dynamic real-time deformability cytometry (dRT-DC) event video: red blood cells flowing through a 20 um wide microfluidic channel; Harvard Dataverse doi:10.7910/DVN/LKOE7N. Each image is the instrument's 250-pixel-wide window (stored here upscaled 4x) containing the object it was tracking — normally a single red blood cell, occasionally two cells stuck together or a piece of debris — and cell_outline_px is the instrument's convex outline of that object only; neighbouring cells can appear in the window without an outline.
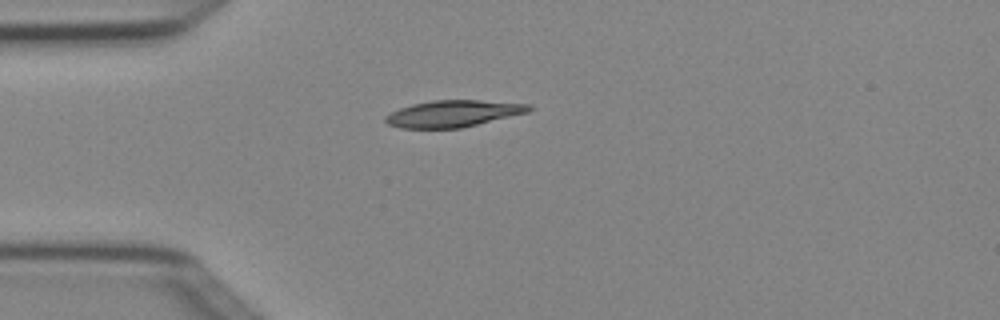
{"species": "Egyptian fruit bat (a non-hibernating species)", "species_latin": "Rousettus aegyptiacus", "temperature_condition": "cold", "stored_images_in_passage": 2, "camera_frame_rate_fps": 3000, "um_per_image_px": 0.085, "animal": {"sex": "female"}, "frame": {"image": 1, "passage_image": 1, "time_ms": 0.0, "image_size_px": [1000, 320], "cell_outline_px": [[532, 108], [528, 112], [460, 128], [400, 128], [388, 124], [384, 120], [384, 116], [400, 108], [412, 104], [432, 100], [480, 100], [532, 104]], "centroid_in_image_um": [38.51, 9.65], "position_along_channel_um": 46.5, "area_um2": 22.2}}